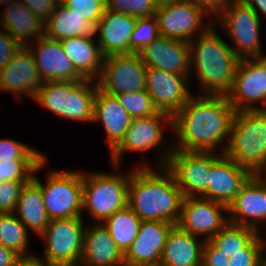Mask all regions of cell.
<instances>
[{
	"instance_id": "obj_6",
	"label": "cell",
	"mask_w": 266,
	"mask_h": 266,
	"mask_svg": "<svg viewBox=\"0 0 266 266\" xmlns=\"http://www.w3.org/2000/svg\"><path fill=\"white\" fill-rule=\"evenodd\" d=\"M225 154L253 174H266V110L235 112Z\"/></svg>"
},
{
	"instance_id": "obj_8",
	"label": "cell",
	"mask_w": 266,
	"mask_h": 266,
	"mask_svg": "<svg viewBox=\"0 0 266 266\" xmlns=\"http://www.w3.org/2000/svg\"><path fill=\"white\" fill-rule=\"evenodd\" d=\"M45 158L36 168L33 181L41 188L47 214L50 219L82 217L83 171L55 170L47 172L45 184L37 173L48 163Z\"/></svg>"
},
{
	"instance_id": "obj_36",
	"label": "cell",
	"mask_w": 266,
	"mask_h": 266,
	"mask_svg": "<svg viewBox=\"0 0 266 266\" xmlns=\"http://www.w3.org/2000/svg\"><path fill=\"white\" fill-rule=\"evenodd\" d=\"M159 36L158 22L155 16L137 17L135 28L130 36V51L138 53Z\"/></svg>"
},
{
	"instance_id": "obj_4",
	"label": "cell",
	"mask_w": 266,
	"mask_h": 266,
	"mask_svg": "<svg viewBox=\"0 0 266 266\" xmlns=\"http://www.w3.org/2000/svg\"><path fill=\"white\" fill-rule=\"evenodd\" d=\"M265 259L263 233L229 222L204 242L201 266H262Z\"/></svg>"
},
{
	"instance_id": "obj_44",
	"label": "cell",
	"mask_w": 266,
	"mask_h": 266,
	"mask_svg": "<svg viewBox=\"0 0 266 266\" xmlns=\"http://www.w3.org/2000/svg\"><path fill=\"white\" fill-rule=\"evenodd\" d=\"M22 257L0 244V266H15Z\"/></svg>"
},
{
	"instance_id": "obj_15",
	"label": "cell",
	"mask_w": 266,
	"mask_h": 266,
	"mask_svg": "<svg viewBox=\"0 0 266 266\" xmlns=\"http://www.w3.org/2000/svg\"><path fill=\"white\" fill-rule=\"evenodd\" d=\"M147 67L137 53L108 55L103 58L102 72L97 79L99 89L115 96L144 90Z\"/></svg>"
},
{
	"instance_id": "obj_7",
	"label": "cell",
	"mask_w": 266,
	"mask_h": 266,
	"mask_svg": "<svg viewBox=\"0 0 266 266\" xmlns=\"http://www.w3.org/2000/svg\"><path fill=\"white\" fill-rule=\"evenodd\" d=\"M112 172L83 171L82 212L89 213L91 222L102 223L115 212L128 206L130 172L122 173V166L111 164Z\"/></svg>"
},
{
	"instance_id": "obj_3",
	"label": "cell",
	"mask_w": 266,
	"mask_h": 266,
	"mask_svg": "<svg viewBox=\"0 0 266 266\" xmlns=\"http://www.w3.org/2000/svg\"><path fill=\"white\" fill-rule=\"evenodd\" d=\"M213 23L189 42L191 76L198 79V95L226 96L233 84L240 59Z\"/></svg>"
},
{
	"instance_id": "obj_47",
	"label": "cell",
	"mask_w": 266,
	"mask_h": 266,
	"mask_svg": "<svg viewBox=\"0 0 266 266\" xmlns=\"http://www.w3.org/2000/svg\"><path fill=\"white\" fill-rule=\"evenodd\" d=\"M14 0H0V7H2L4 5H8L10 2H12Z\"/></svg>"
},
{
	"instance_id": "obj_16",
	"label": "cell",
	"mask_w": 266,
	"mask_h": 266,
	"mask_svg": "<svg viewBox=\"0 0 266 266\" xmlns=\"http://www.w3.org/2000/svg\"><path fill=\"white\" fill-rule=\"evenodd\" d=\"M166 167L173 173L184 198L201 197L212 173V152L173 149Z\"/></svg>"
},
{
	"instance_id": "obj_23",
	"label": "cell",
	"mask_w": 266,
	"mask_h": 266,
	"mask_svg": "<svg viewBox=\"0 0 266 266\" xmlns=\"http://www.w3.org/2000/svg\"><path fill=\"white\" fill-rule=\"evenodd\" d=\"M147 68H157L180 75H190L189 42L159 36L138 53Z\"/></svg>"
},
{
	"instance_id": "obj_45",
	"label": "cell",
	"mask_w": 266,
	"mask_h": 266,
	"mask_svg": "<svg viewBox=\"0 0 266 266\" xmlns=\"http://www.w3.org/2000/svg\"><path fill=\"white\" fill-rule=\"evenodd\" d=\"M241 1L244 4L252 7V9L259 16V18H260V14H261L266 19V0H241Z\"/></svg>"
},
{
	"instance_id": "obj_18",
	"label": "cell",
	"mask_w": 266,
	"mask_h": 266,
	"mask_svg": "<svg viewBox=\"0 0 266 266\" xmlns=\"http://www.w3.org/2000/svg\"><path fill=\"white\" fill-rule=\"evenodd\" d=\"M227 207L229 222L265 233L266 174H254Z\"/></svg>"
},
{
	"instance_id": "obj_51",
	"label": "cell",
	"mask_w": 266,
	"mask_h": 266,
	"mask_svg": "<svg viewBox=\"0 0 266 266\" xmlns=\"http://www.w3.org/2000/svg\"><path fill=\"white\" fill-rule=\"evenodd\" d=\"M65 1H66V0H59V2L62 3V4H63Z\"/></svg>"
},
{
	"instance_id": "obj_1",
	"label": "cell",
	"mask_w": 266,
	"mask_h": 266,
	"mask_svg": "<svg viewBox=\"0 0 266 266\" xmlns=\"http://www.w3.org/2000/svg\"><path fill=\"white\" fill-rule=\"evenodd\" d=\"M235 112L226 96L194 94L172 117L173 149L225 153Z\"/></svg>"
},
{
	"instance_id": "obj_29",
	"label": "cell",
	"mask_w": 266,
	"mask_h": 266,
	"mask_svg": "<svg viewBox=\"0 0 266 266\" xmlns=\"http://www.w3.org/2000/svg\"><path fill=\"white\" fill-rule=\"evenodd\" d=\"M204 242L175 225L163 247L159 266H201Z\"/></svg>"
},
{
	"instance_id": "obj_13",
	"label": "cell",
	"mask_w": 266,
	"mask_h": 266,
	"mask_svg": "<svg viewBox=\"0 0 266 266\" xmlns=\"http://www.w3.org/2000/svg\"><path fill=\"white\" fill-rule=\"evenodd\" d=\"M226 97L236 111L266 110V56L240 59Z\"/></svg>"
},
{
	"instance_id": "obj_30",
	"label": "cell",
	"mask_w": 266,
	"mask_h": 266,
	"mask_svg": "<svg viewBox=\"0 0 266 266\" xmlns=\"http://www.w3.org/2000/svg\"><path fill=\"white\" fill-rule=\"evenodd\" d=\"M60 43L67 58L84 79L97 80L100 77L104 56L96 41L74 36Z\"/></svg>"
},
{
	"instance_id": "obj_10",
	"label": "cell",
	"mask_w": 266,
	"mask_h": 266,
	"mask_svg": "<svg viewBox=\"0 0 266 266\" xmlns=\"http://www.w3.org/2000/svg\"><path fill=\"white\" fill-rule=\"evenodd\" d=\"M261 18L252 7L241 0H228L221 15L214 21L229 36L232 41V50L239 59L262 58ZM262 45V46H261Z\"/></svg>"
},
{
	"instance_id": "obj_50",
	"label": "cell",
	"mask_w": 266,
	"mask_h": 266,
	"mask_svg": "<svg viewBox=\"0 0 266 266\" xmlns=\"http://www.w3.org/2000/svg\"><path fill=\"white\" fill-rule=\"evenodd\" d=\"M262 266H266V259L264 260Z\"/></svg>"
},
{
	"instance_id": "obj_9",
	"label": "cell",
	"mask_w": 266,
	"mask_h": 266,
	"mask_svg": "<svg viewBox=\"0 0 266 266\" xmlns=\"http://www.w3.org/2000/svg\"><path fill=\"white\" fill-rule=\"evenodd\" d=\"M166 128L172 130V116L164 112L158 111L154 115L132 118L125 137L109 154L111 164L121 166L123 163V155L128 152L146 153L155 148H160L157 150L159 152V158L157 159L158 163L156 162L155 167L166 166L173 152L172 141H170V145H167L166 137L164 136V129ZM163 143L167 145L166 149H164Z\"/></svg>"
},
{
	"instance_id": "obj_31",
	"label": "cell",
	"mask_w": 266,
	"mask_h": 266,
	"mask_svg": "<svg viewBox=\"0 0 266 266\" xmlns=\"http://www.w3.org/2000/svg\"><path fill=\"white\" fill-rule=\"evenodd\" d=\"M15 215L30 232L32 231L38 236L50 222L41 188L33 180L22 188Z\"/></svg>"
},
{
	"instance_id": "obj_21",
	"label": "cell",
	"mask_w": 266,
	"mask_h": 266,
	"mask_svg": "<svg viewBox=\"0 0 266 266\" xmlns=\"http://www.w3.org/2000/svg\"><path fill=\"white\" fill-rule=\"evenodd\" d=\"M174 226L167 221H141L136 238L124 253L125 266H159L163 247Z\"/></svg>"
},
{
	"instance_id": "obj_34",
	"label": "cell",
	"mask_w": 266,
	"mask_h": 266,
	"mask_svg": "<svg viewBox=\"0 0 266 266\" xmlns=\"http://www.w3.org/2000/svg\"><path fill=\"white\" fill-rule=\"evenodd\" d=\"M132 118L146 117L158 112L146 89L115 95Z\"/></svg>"
},
{
	"instance_id": "obj_2",
	"label": "cell",
	"mask_w": 266,
	"mask_h": 266,
	"mask_svg": "<svg viewBox=\"0 0 266 266\" xmlns=\"http://www.w3.org/2000/svg\"><path fill=\"white\" fill-rule=\"evenodd\" d=\"M135 166L129 180L128 207L141 221L176 225L184 197L173 173L166 166L152 168L146 163Z\"/></svg>"
},
{
	"instance_id": "obj_33",
	"label": "cell",
	"mask_w": 266,
	"mask_h": 266,
	"mask_svg": "<svg viewBox=\"0 0 266 266\" xmlns=\"http://www.w3.org/2000/svg\"><path fill=\"white\" fill-rule=\"evenodd\" d=\"M29 234V230L20 222L15 213L0 214V244L5 248L11 249L22 258L35 257L28 250Z\"/></svg>"
},
{
	"instance_id": "obj_48",
	"label": "cell",
	"mask_w": 266,
	"mask_h": 266,
	"mask_svg": "<svg viewBox=\"0 0 266 266\" xmlns=\"http://www.w3.org/2000/svg\"><path fill=\"white\" fill-rule=\"evenodd\" d=\"M158 4L161 3H166V2H171V1H175V0H155Z\"/></svg>"
},
{
	"instance_id": "obj_28",
	"label": "cell",
	"mask_w": 266,
	"mask_h": 266,
	"mask_svg": "<svg viewBox=\"0 0 266 266\" xmlns=\"http://www.w3.org/2000/svg\"><path fill=\"white\" fill-rule=\"evenodd\" d=\"M0 14V27L22 46L26 47L44 35V22L20 0L10 2L4 9L2 7Z\"/></svg>"
},
{
	"instance_id": "obj_25",
	"label": "cell",
	"mask_w": 266,
	"mask_h": 266,
	"mask_svg": "<svg viewBox=\"0 0 266 266\" xmlns=\"http://www.w3.org/2000/svg\"><path fill=\"white\" fill-rule=\"evenodd\" d=\"M100 31L97 43L103 56L133 54L130 51V36L137 17L105 9L99 19Z\"/></svg>"
},
{
	"instance_id": "obj_35",
	"label": "cell",
	"mask_w": 266,
	"mask_h": 266,
	"mask_svg": "<svg viewBox=\"0 0 266 266\" xmlns=\"http://www.w3.org/2000/svg\"><path fill=\"white\" fill-rule=\"evenodd\" d=\"M43 160H0V182L31 181Z\"/></svg>"
},
{
	"instance_id": "obj_27",
	"label": "cell",
	"mask_w": 266,
	"mask_h": 266,
	"mask_svg": "<svg viewBox=\"0 0 266 266\" xmlns=\"http://www.w3.org/2000/svg\"><path fill=\"white\" fill-rule=\"evenodd\" d=\"M99 28V20L87 21L85 17L59 2L51 17L44 23V35L59 41L81 36L97 42Z\"/></svg>"
},
{
	"instance_id": "obj_22",
	"label": "cell",
	"mask_w": 266,
	"mask_h": 266,
	"mask_svg": "<svg viewBox=\"0 0 266 266\" xmlns=\"http://www.w3.org/2000/svg\"><path fill=\"white\" fill-rule=\"evenodd\" d=\"M26 47L32 53L43 82L81 81L84 79L67 58L59 40L42 35Z\"/></svg>"
},
{
	"instance_id": "obj_41",
	"label": "cell",
	"mask_w": 266,
	"mask_h": 266,
	"mask_svg": "<svg viewBox=\"0 0 266 266\" xmlns=\"http://www.w3.org/2000/svg\"><path fill=\"white\" fill-rule=\"evenodd\" d=\"M22 45L0 28V70L12 59Z\"/></svg>"
},
{
	"instance_id": "obj_5",
	"label": "cell",
	"mask_w": 266,
	"mask_h": 266,
	"mask_svg": "<svg viewBox=\"0 0 266 266\" xmlns=\"http://www.w3.org/2000/svg\"><path fill=\"white\" fill-rule=\"evenodd\" d=\"M97 80L45 81L33 101L62 119L93 123Z\"/></svg>"
},
{
	"instance_id": "obj_46",
	"label": "cell",
	"mask_w": 266,
	"mask_h": 266,
	"mask_svg": "<svg viewBox=\"0 0 266 266\" xmlns=\"http://www.w3.org/2000/svg\"><path fill=\"white\" fill-rule=\"evenodd\" d=\"M15 266H47L36 257L22 258Z\"/></svg>"
},
{
	"instance_id": "obj_17",
	"label": "cell",
	"mask_w": 266,
	"mask_h": 266,
	"mask_svg": "<svg viewBox=\"0 0 266 266\" xmlns=\"http://www.w3.org/2000/svg\"><path fill=\"white\" fill-rule=\"evenodd\" d=\"M190 87V75L147 68L145 89L160 112L173 117L194 95Z\"/></svg>"
},
{
	"instance_id": "obj_12",
	"label": "cell",
	"mask_w": 266,
	"mask_h": 266,
	"mask_svg": "<svg viewBox=\"0 0 266 266\" xmlns=\"http://www.w3.org/2000/svg\"><path fill=\"white\" fill-rule=\"evenodd\" d=\"M155 17L160 36L187 42L205 32L214 23L200 8L187 0L158 4Z\"/></svg>"
},
{
	"instance_id": "obj_19",
	"label": "cell",
	"mask_w": 266,
	"mask_h": 266,
	"mask_svg": "<svg viewBox=\"0 0 266 266\" xmlns=\"http://www.w3.org/2000/svg\"><path fill=\"white\" fill-rule=\"evenodd\" d=\"M42 84L32 53L25 46L0 70V93H10L17 101L23 100L22 96L34 100Z\"/></svg>"
},
{
	"instance_id": "obj_49",
	"label": "cell",
	"mask_w": 266,
	"mask_h": 266,
	"mask_svg": "<svg viewBox=\"0 0 266 266\" xmlns=\"http://www.w3.org/2000/svg\"><path fill=\"white\" fill-rule=\"evenodd\" d=\"M265 232H266V231H265ZM265 235H266V233L263 234V236H264V241H265V254H266V237H265Z\"/></svg>"
},
{
	"instance_id": "obj_39",
	"label": "cell",
	"mask_w": 266,
	"mask_h": 266,
	"mask_svg": "<svg viewBox=\"0 0 266 266\" xmlns=\"http://www.w3.org/2000/svg\"><path fill=\"white\" fill-rule=\"evenodd\" d=\"M30 181L0 182V214L15 213L22 188Z\"/></svg>"
},
{
	"instance_id": "obj_11",
	"label": "cell",
	"mask_w": 266,
	"mask_h": 266,
	"mask_svg": "<svg viewBox=\"0 0 266 266\" xmlns=\"http://www.w3.org/2000/svg\"><path fill=\"white\" fill-rule=\"evenodd\" d=\"M83 217L51 219L39 235L45 244L43 256L35 257L47 266H79L86 226Z\"/></svg>"
},
{
	"instance_id": "obj_38",
	"label": "cell",
	"mask_w": 266,
	"mask_h": 266,
	"mask_svg": "<svg viewBox=\"0 0 266 266\" xmlns=\"http://www.w3.org/2000/svg\"><path fill=\"white\" fill-rule=\"evenodd\" d=\"M158 3L155 0H106V8L135 17L155 16Z\"/></svg>"
},
{
	"instance_id": "obj_42",
	"label": "cell",
	"mask_w": 266,
	"mask_h": 266,
	"mask_svg": "<svg viewBox=\"0 0 266 266\" xmlns=\"http://www.w3.org/2000/svg\"><path fill=\"white\" fill-rule=\"evenodd\" d=\"M44 23L51 17L59 0H20Z\"/></svg>"
},
{
	"instance_id": "obj_14",
	"label": "cell",
	"mask_w": 266,
	"mask_h": 266,
	"mask_svg": "<svg viewBox=\"0 0 266 266\" xmlns=\"http://www.w3.org/2000/svg\"><path fill=\"white\" fill-rule=\"evenodd\" d=\"M228 223L226 204L202 197H187L182 200L176 225L193 236L210 241Z\"/></svg>"
},
{
	"instance_id": "obj_20",
	"label": "cell",
	"mask_w": 266,
	"mask_h": 266,
	"mask_svg": "<svg viewBox=\"0 0 266 266\" xmlns=\"http://www.w3.org/2000/svg\"><path fill=\"white\" fill-rule=\"evenodd\" d=\"M254 174L231 160L225 153L212 152V173L208 189L201 196L226 204L237 196Z\"/></svg>"
},
{
	"instance_id": "obj_37",
	"label": "cell",
	"mask_w": 266,
	"mask_h": 266,
	"mask_svg": "<svg viewBox=\"0 0 266 266\" xmlns=\"http://www.w3.org/2000/svg\"><path fill=\"white\" fill-rule=\"evenodd\" d=\"M46 155L33 146L12 138H0V160H44Z\"/></svg>"
},
{
	"instance_id": "obj_43",
	"label": "cell",
	"mask_w": 266,
	"mask_h": 266,
	"mask_svg": "<svg viewBox=\"0 0 266 266\" xmlns=\"http://www.w3.org/2000/svg\"><path fill=\"white\" fill-rule=\"evenodd\" d=\"M200 8L212 21H215L226 7L228 0H187ZM215 17V18H214Z\"/></svg>"
},
{
	"instance_id": "obj_26",
	"label": "cell",
	"mask_w": 266,
	"mask_h": 266,
	"mask_svg": "<svg viewBox=\"0 0 266 266\" xmlns=\"http://www.w3.org/2000/svg\"><path fill=\"white\" fill-rule=\"evenodd\" d=\"M132 117L120 104L116 96L97 89L94 100L93 123L101 122L105 131L109 153L123 140Z\"/></svg>"
},
{
	"instance_id": "obj_24",
	"label": "cell",
	"mask_w": 266,
	"mask_h": 266,
	"mask_svg": "<svg viewBox=\"0 0 266 266\" xmlns=\"http://www.w3.org/2000/svg\"><path fill=\"white\" fill-rule=\"evenodd\" d=\"M79 266H125L123 252L102 223L85 226Z\"/></svg>"
},
{
	"instance_id": "obj_32",
	"label": "cell",
	"mask_w": 266,
	"mask_h": 266,
	"mask_svg": "<svg viewBox=\"0 0 266 266\" xmlns=\"http://www.w3.org/2000/svg\"><path fill=\"white\" fill-rule=\"evenodd\" d=\"M140 223L141 219L128 206L102 222L123 254L136 238Z\"/></svg>"
},
{
	"instance_id": "obj_40",
	"label": "cell",
	"mask_w": 266,
	"mask_h": 266,
	"mask_svg": "<svg viewBox=\"0 0 266 266\" xmlns=\"http://www.w3.org/2000/svg\"><path fill=\"white\" fill-rule=\"evenodd\" d=\"M63 5L82 15L87 21H96L104 14L106 0H66Z\"/></svg>"
}]
</instances>
